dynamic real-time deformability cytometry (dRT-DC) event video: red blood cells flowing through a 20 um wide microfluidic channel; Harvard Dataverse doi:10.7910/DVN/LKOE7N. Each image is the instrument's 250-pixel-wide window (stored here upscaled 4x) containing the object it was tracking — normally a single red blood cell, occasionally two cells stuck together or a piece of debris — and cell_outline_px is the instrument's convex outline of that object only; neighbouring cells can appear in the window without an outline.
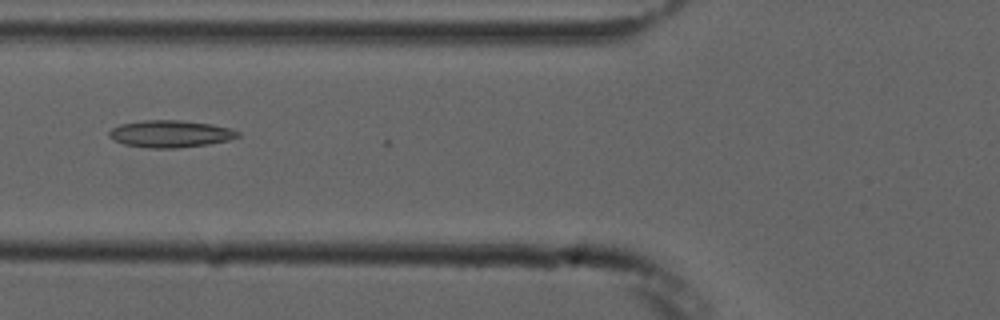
{"species": "common noctule bat (a hibernating species)", "species_latin": "Nyctalus noctula", "temperature_condition": "cold", "stored_images_in_passage": 6, "camera_frame_rate_fps": 3000, "um_per_image_px": 0.085, "animal": {"sex": "male", "forearm_length_mm": 52.5}, "frame": {"image": 1, "passage_image": 5, "time_ms": 6.333, "image_size_px": [1000, 320], "cell_outline_px": [[240, 136], [228, 140], [208, 144], [176, 148], [148, 148], [124, 144], [108, 136], [108, 132], [112, 128], [120, 124], [140, 120], [180, 120], [212, 124], [228, 128], [240, 132]], "centroid_in_image_um": [14.46, 11.37], "position_along_channel_um": 111.3, "area_um2": 20.29}}